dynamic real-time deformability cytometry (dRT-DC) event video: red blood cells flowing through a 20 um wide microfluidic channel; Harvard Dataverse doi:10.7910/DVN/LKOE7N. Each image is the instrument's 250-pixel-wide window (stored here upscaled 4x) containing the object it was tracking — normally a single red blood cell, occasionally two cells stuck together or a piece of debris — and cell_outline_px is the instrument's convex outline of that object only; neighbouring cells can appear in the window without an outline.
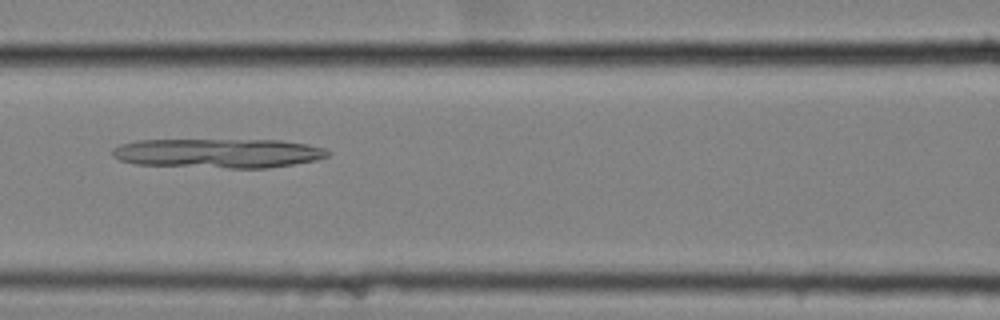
{"species": "common noctule bat (a hibernating species)", "species_latin": "Nyctalus noctula", "temperature_condition": "cold", "stored_images_in_passage": 44, "camera_frame_rate_fps": 3000, "um_per_image_px": 0.085, "animal": {"sex": "female", "body_mass_g": 25.1}, "frame": {"image": 1, "passage_image": 17, "time_ms": 5.333, "image_size_px": [1000, 320], "cell_outline_px": [[332, 152], [328, 156], [316, 160], [268, 168], [228, 168], [136, 164], [120, 160], [112, 156], [112, 148], [120, 144], [136, 140], [280, 140], [308, 144], [324, 148]], "centroid_in_image_um": [18.55, 13.02], "position_along_channel_um": 148.0, "area_um2": 36.99}}
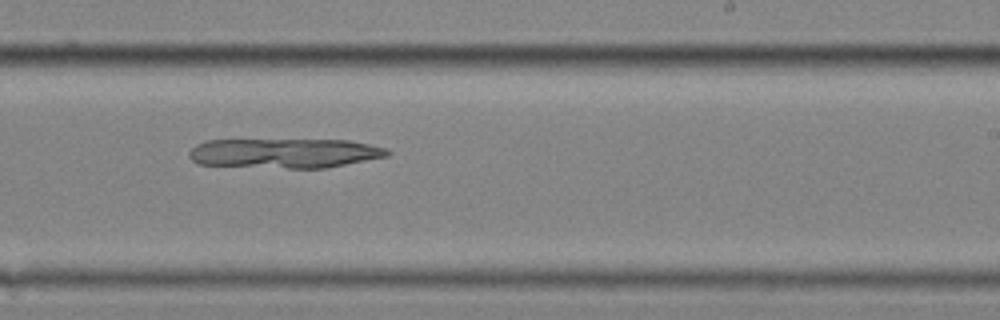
{"frame": {"image": 2, "passage_image": 27, "time_ms": 8.667, "image_size_px": [1000, 320], "cell_outline_px": [[392, 152], [388, 156], [324, 168], [288, 168], [196, 164], [188, 156], [188, 152], [196, 144], [204, 140], [348, 140], [368, 144], [384, 148]], "centroid_in_image_um": [24.14, 13.02], "position_along_channel_um": 264.9, "area_um2": 34.16}}
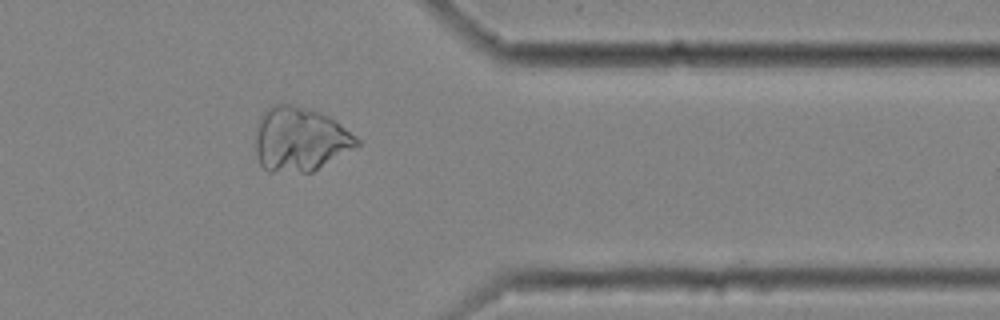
{"frame": {"image": 3, "passage_image": 38, "time_ms": 12.333, "image_size_px": [1000, 320], "cell_outline_px": [[360, 144], [312, 172], [268, 172], [260, 164], [256, 156], [256, 128], [260, 116], [272, 104], [288, 104], [320, 112], [356, 136], [360, 140]], "centroid_in_image_um": [25.45, 11.86], "position_along_channel_um": 386.0, "area_um2": 37.51}}